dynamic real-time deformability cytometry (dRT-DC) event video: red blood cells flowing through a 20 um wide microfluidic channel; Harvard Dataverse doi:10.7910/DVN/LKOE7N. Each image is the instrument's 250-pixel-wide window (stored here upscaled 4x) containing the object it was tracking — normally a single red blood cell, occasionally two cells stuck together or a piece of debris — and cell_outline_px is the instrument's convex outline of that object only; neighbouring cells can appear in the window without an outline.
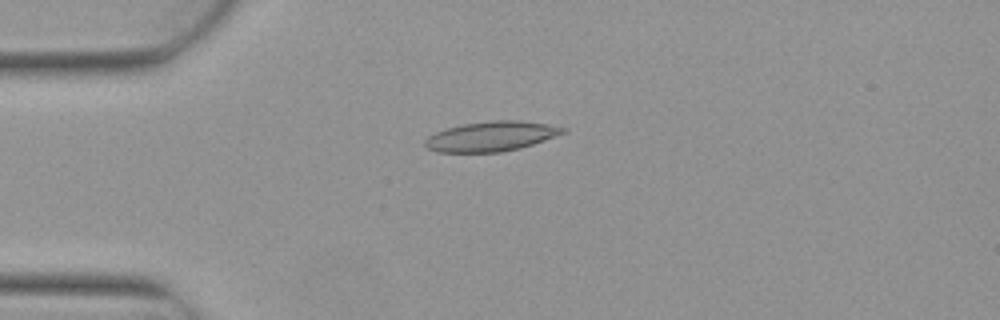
{"species": "Egyptian fruit bat (a non-hibernating species)", "species_latin": "Rousettus aegyptiacus", "temperature_condition": "warm", "stored_images_in_passage": 6, "camera_frame_rate_fps": 3000, "um_per_image_px": 0.085, "animal": {"sex": "female"}, "frame": {"image": 1, "passage_image": 2, "time_ms": 0.333, "image_size_px": [1000, 320], "cell_outline_px": [[568, 132], [520, 148], [500, 152], [436, 152], [428, 148], [424, 144], [424, 140], [428, 136], [436, 132], [448, 128], [464, 124], [492, 120], [520, 120], [568, 128]], "centroid_in_image_um": [41.76, 11.59], "position_along_channel_um": 43.2, "area_um2": 23.87}}
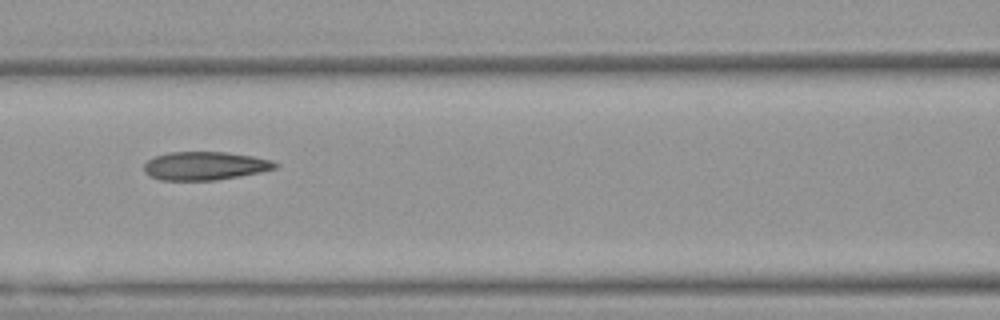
{"frame": {"image": 2, "passage_image": 5, "time_ms": 1.333, "image_size_px": [1000, 320], "cell_outline_px": [[280, 164], [276, 168], [260, 172], [240, 176], [216, 180], [160, 180], [148, 176], [144, 172], [144, 164], [148, 160], [156, 156], [168, 152], [224, 152], [252, 156], [272, 160]], "centroid_in_image_um": [17.41, 14.1], "position_along_channel_um": 149.2, "area_um2": 21.73}}
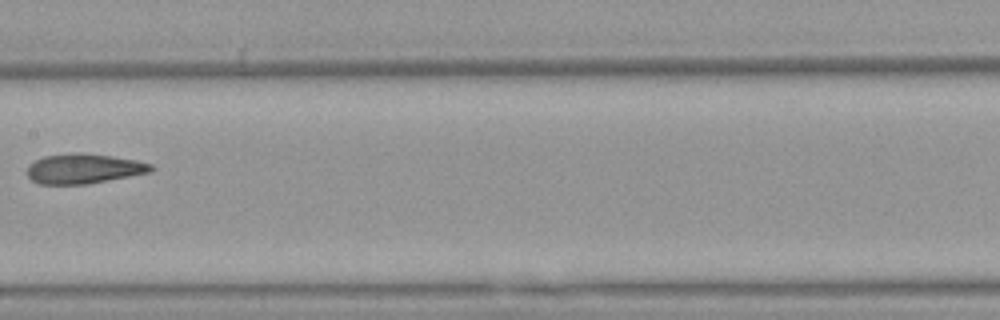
{"frame": {"image": 3, "passage_image": 6, "time_ms": 1.667, "image_size_px": [1000, 320], "cell_outline_px": [[156, 168], [152, 172], [88, 184], [40, 184], [32, 180], [28, 176], [28, 164], [44, 156], [112, 156], [136, 160], [152, 164]], "centroid_in_image_um": [7.18, 14.39], "position_along_channel_um": 200.2, "area_um2": 20.63}}